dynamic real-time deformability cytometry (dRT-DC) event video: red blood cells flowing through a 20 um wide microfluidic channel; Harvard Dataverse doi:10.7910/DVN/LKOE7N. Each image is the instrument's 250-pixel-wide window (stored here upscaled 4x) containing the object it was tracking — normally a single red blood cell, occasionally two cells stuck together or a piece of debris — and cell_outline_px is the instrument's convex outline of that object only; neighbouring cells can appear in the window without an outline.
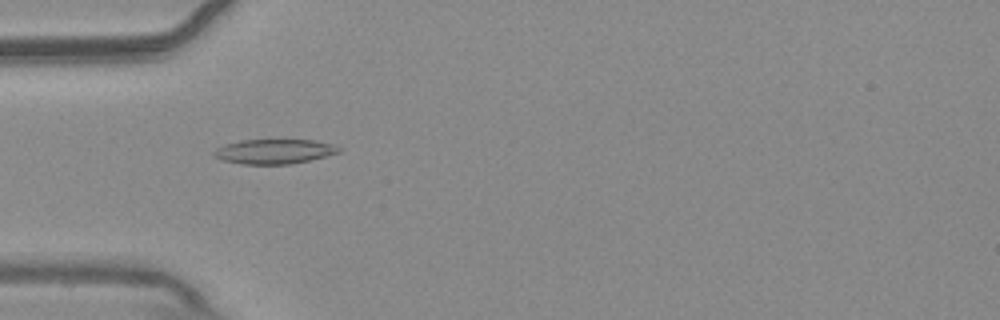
{"species": "common noctule bat (a hibernating species)", "species_latin": "Nyctalus noctula", "temperature_condition": "warm", "stored_images_in_passage": 45, "camera_frame_rate_fps": 3000, "um_per_image_px": 0.085, "animal": {"sex": "male", "body_mass_g": 20.4}, "frame": {"image": 1, "passage_image": 8, "time_ms": 2.333, "image_size_px": [1000, 320], "cell_outline_px": [[344, 148], [340, 152], [308, 160], [288, 164], [240, 164], [220, 160], [212, 156], [212, 152], [216, 148], [224, 144], [240, 140], [312, 140], [332, 144]], "centroid_in_image_um": [23.25, 12.87], "position_along_channel_um": 61.8, "area_um2": 18.03}}
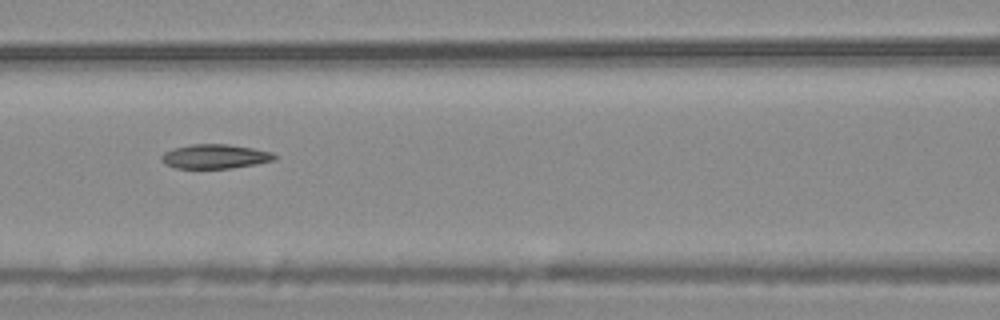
{"frame": {"image": 2, "passage_image": 15, "time_ms": 4.667, "image_size_px": [1000, 320], "cell_outline_px": [[276, 160], [256, 164], [228, 168], [176, 168], [164, 164], [160, 160], [160, 156], [164, 152], [176, 148], [192, 144], [228, 144], [252, 148], [272, 152], [276, 156]], "centroid_in_image_um": [18.26, 13.3], "position_along_channel_um": 148.3, "area_um2": 15.95}}
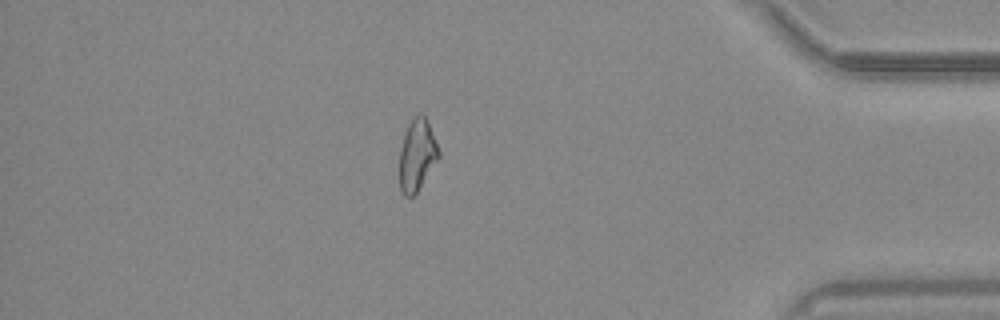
{"frame": {"image": 3, "passage_image": 38, "time_ms": 12.333, "image_size_px": [1000, 320], "cell_outline_px": [[440, 156], [416, 192], [412, 196], [404, 196], [400, 192], [400, 148], [404, 132], [408, 124], [420, 112], [428, 120], [440, 152]], "centroid_in_image_um": [35.44, 13.15], "position_along_channel_um": 399.8, "area_um2": 16.24}, "authors_computed_cell_mechanics": {"area_um2": 16.8198, "velocity_mm_per_s": 3.7673, "shape_relaxation_time_tau1_ms": null, "shape_relaxation_time_tau2_ms": 4.5951, "deformation_change_tau1": null, "deformation_change_tau2": 0.1034}}